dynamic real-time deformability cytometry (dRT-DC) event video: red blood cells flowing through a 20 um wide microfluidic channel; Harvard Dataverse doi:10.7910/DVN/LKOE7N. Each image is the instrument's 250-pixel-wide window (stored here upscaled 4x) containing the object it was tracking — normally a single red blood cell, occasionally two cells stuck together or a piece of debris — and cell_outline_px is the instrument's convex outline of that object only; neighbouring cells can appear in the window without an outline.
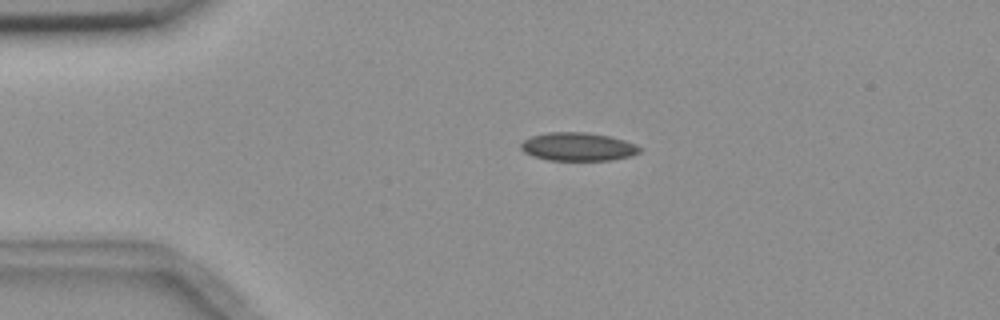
{"species": "common noctule bat (a hibernating species)", "species_latin": "Nyctalus noctula", "temperature_condition": "room temperature", "stored_images_in_passage": 4, "camera_frame_rate_fps": 3000, "um_per_image_px": 0.085, "animal": {"sex": "female", "body_mass_g": 18.4}, "frame": {"image": 1, "passage_image": 3, "time_ms": 2.333, "image_size_px": [1000, 320], "cell_outline_px": [[644, 148], [640, 152], [632, 156], [608, 160], [548, 160], [532, 156], [524, 152], [520, 148], [520, 144], [524, 140], [532, 136], [548, 132], [584, 132], [608, 136], [624, 140], [636, 144]], "centroid_in_image_um": [49.14, 12.47], "position_along_channel_um": 35.9, "area_um2": 19.65}}